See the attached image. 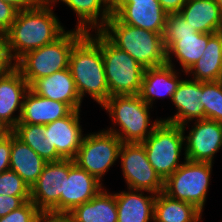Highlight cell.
Returning <instances> with one entry per match:
<instances>
[{"label": "cell", "instance_id": "cell-1", "mask_svg": "<svg viewBox=\"0 0 222 222\" xmlns=\"http://www.w3.org/2000/svg\"><path fill=\"white\" fill-rule=\"evenodd\" d=\"M51 4L50 0H42L34 8L17 12L5 34L15 62L25 53L54 42L65 32Z\"/></svg>", "mask_w": 222, "mask_h": 222}, {"label": "cell", "instance_id": "cell-2", "mask_svg": "<svg viewBox=\"0 0 222 222\" xmlns=\"http://www.w3.org/2000/svg\"><path fill=\"white\" fill-rule=\"evenodd\" d=\"M68 68L81 101L86 93L101 106L108 100L101 47L87 33L71 50Z\"/></svg>", "mask_w": 222, "mask_h": 222}, {"label": "cell", "instance_id": "cell-3", "mask_svg": "<svg viewBox=\"0 0 222 222\" xmlns=\"http://www.w3.org/2000/svg\"><path fill=\"white\" fill-rule=\"evenodd\" d=\"M100 31L145 69L167 64L164 38L159 33L121 23L113 14Z\"/></svg>", "mask_w": 222, "mask_h": 222}, {"label": "cell", "instance_id": "cell-4", "mask_svg": "<svg viewBox=\"0 0 222 222\" xmlns=\"http://www.w3.org/2000/svg\"><path fill=\"white\" fill-rule=\"evenodd\" d=\"M109 112L114 123H117L122 132L110 128L107 131L114 133L122 143H142L153 132L155 127L162 121L156 120L150 124L149 108L140 96L137 95H114L102 105ZM150 129V130H148Z\"/></svg>", "mask_w": 222, "mask_h": 222}, {"label": "cell", "instance_id": "cell-5", "mask_svg": "<svg viewBox=\"0 0 222 222\" xmlns=\"http://www.w3.org/2000/svg\"><path fill=\"white\" fill-rule=\"evenodd\" d=\"M85 34L77 28L64 32L54 42L25 53L16 61V68L29 86L39 78L66 69L71 50Z\"/></svg>", "mask_w": 222, "mask_h": 222}, {"label": "cell", "instance_id": "cell-6", "mask_svg": "<svg viewBox=\"0 0 222 222\" xmlns=\"http://www.w3.org/2000/svg\"><path fill=\"white\" fill-rule=\"evenodd\" d=\"M92 37L101 47L106 82L110 96L137 95L143 79V68L127 52L117 48L101 31Z\"/></svg>", "mask_w": 222, "mask_h": 222}, {"label": "cell", "instance_id": "cell-7", "mask_svg": "<svg viewBox=\"0 0 222 222\" xmlns=\"http://www.w3.org/2000/svg\"><path fill=\"white\" fill-rule=\"evenodd\" d=\"M184 134L182 126L161 121L142 142L148 161L163 180L182 165L179 159L185 142Z\"/></svg>", "mask_w": 222, "mask_h": 222}, {"label": "cell", "instance_id": "cell-8", "mask_svg": "<svg viewBox=\"0 0 222 222\" xmlns=\"http://www.w3.org/2000/svg\"><path fill=\"white\" fill-rule=\"evenodd\" d=\"M212 163L185 162L164 180L163 193L172 199L193 204L203 211L210 182Z\"/></svg>", "mask_w": 222, "mask_h": 222}, {"label": "cell", "instance_id": "cell-9", "mask_svg": "<svg viewBox=\"0 0 222 222\" xmlns=\"http://www.w3.org/2000/svg\"><path fill=\"white\" fill-rule=\"evenodd\" d=\"M69 159L47 162L30 189V200L42 213L65 214V177Z\"/></svg>", "mask_w": 222, "mask_h": 222}, {"label": "cell", "instance_id": "cell-10", "mask_svg": "<svg viewBox=\"0 0 222 222\" xmlns=\"http://www.w3.org/2000/svg\"><path fill=\"white\" fill-rule=\"evenodd\" d=\"M121 145L122 141L107 130L87 134L83 137L74 162L101 182L102 176L119 158Z\"/></svg>", "mask_w": 222, "mask_h": 222}, {"label": "cell", "instance_id": "cell-11", "mask_svg": "<svg viewBox=\"0 0 222 222\" xmlns=\"http://www.w3.org/2000/svg\"><path fill=\"white\" fill-rule=\"evenodd\" d=\"M119 158L128 189L155 194L163 192L164 180L148 161L142 143H122Z\"/></svg>", "mask_w": 222, "mask_h": 222}, {"label": "cell", "instance_id": "cell-12", "mask_svg": "<svg viewBox=\"0 0 222 222\" xmlns=\"http://www.w3.org/2000/svg\"><path fill=\"white\" fill-rule=\"evenodd\" d=\"M112 14L121 23L164 35L168 14L159 1H112Z\"/></svg>", "mask_w": 222, "mask_h": 222}, {"label": "cell", "instance_id": "cell-13", "mask_svg": "<svg viewBox=\"0 0 222 222\" xmlns=\"http://www.w3.org/2000/svg\"><path fill=\"white\" fill-rule=\"evenodd\" d=\"M194 128L185 137V159L193 162H213L222 147V123L210 119L195 120ZM187 139V140H186Z\"/></svg>", "mask_w": 222, "mask_h": 222}, {"label": "cell", "instance_id": "cell-14", "mask_svg": "<svg viewBox=\"0 0 222 222\" xmlns=\"http://www.w3.org/2000/svg\"><path fill=\"white\" fill-rule=\"evenodd\" d=\"M80 109L44 125L46 140L62 159L74 160L81 146L83 135L79 123Z\"/></svg>", "mask_w": 222, "mask_h": 222}, {"label": "cell", "instance_id": "cell-15", "mask_svg": "<svg viewBox=\"0 0 222 222\" xmlns=\"http://www.w3.org/2000/svg\"><path fill=\"white\" fill-rule=\"evenodd\" d=\"M29 84L15 68L9 74L0 76V123L12 131L19 122L23 100ZM19 109V115L13 113Z\"/></svg>", "mask_w": 222, "mask_h": 222}, {"label": "cell", "instance_id": "cell-16", "mask_svg": "<svg viewBox=\"0 0 222 222\" xmlns=\"http://www.w3.org/2000/svg\"><path fill=\"white\" fill-rule=\"evenodd\" d=\"M171 100L178 111L162 121L182 126L185 130V125L194 118L205 119V108L201 104L202 82L194 79L181 80Z\"/></svg>", "mask_w": 222, "mask_h": 222}, {"label": "cell", "instance_id": "cell-17", "mask_svg": "<svg viewBox=\"0 0 222 222\" xmlns=\"http://www.w3.org/2000/svg\"><path fill=\"white\" fill-rule=\"evenodd\" d=\"M29 89L36 95L63 102L72 110H79L82 103L69 68L35 80Z\"/></svg>", "mask_w": 222, "mask_h": 222}, {"label": "cell", "instance_id": "cell-18", "mask_svg": "<svg viewBox=\"0 0 222 222\" xmlns=\"http://www.w3.org/2000/svg\"><path fill=\"white\" fill-rule=\"evenodd\" d=\"M102 183L74 160H69V174L65 177V214L88 202L102 190Z\"/></svg>", "mask_w": 222, "mask_h": 222}, {"label": "cell", "instance_id": "cell-19", "mask_svg": "<svg viewBox=\"0 0 222 222\" xmlns=\"http://www.w3.org/2000/svg\"><path fill=\"white\" fill-rule=\"evenodd\" d=\"M71 111L67 104L36 95L29 89L23 100L18 124L46 125L67 116Z\"/></svg>", "mask_w": 222, "mask_h": 222}, {"label": "cell", "instance_id": "cell-20", "mask_svg": "<svg viewBox=\"0 0 222 222\" xmlns=\"http://www.w3.org/2000/svg\"><path fill=\"white\" fill-rule=\"evenodd\" d=\"M176 74L178 73L174 71L172 61H167V64L160 67L145 69L138 95L151 107L157 97L167 95L172 99V95L181 81Z\"/></svg>", "mask_w": 222, "mask_h": 222}, {"label": "cell", "instance_id": "cell-21", "mask_svg": "<svg viewBox=\"0 0 222 222\" xmlns=\"http://www.w3.org/2000/svg\"><path fill=\"white\" fill-rule=\"evenodd\" d=\"M179 14L200 33L222 31V10L215 0H187Z\"/></svg>", "mask_w": 222, "mask_h": 222}, {"label": "cell", "instance_id": "cell-22", "mask_svg": "<svg viewBox=\"0 0 222 222\" xmlns=\"http://www.w3.org/2000/svg\"><path fill=\"white\" fill-rule=\"evenodd\" d=\"M128 190L130 192L115 193L118 222H149V220H154L156 194L151 193L150 196H143L142 190L141 193H138L140 190Z\"/></svg>", "mask_w": 222, "mask_h": 222}, {"label": "cell", "instance_id": "cell-23", "mask_svg": "<svg viewBox=\"0 0 222 222\" xmlns=\"http://www.w3.org/2000/svg\"><path fill=\"white\" fill-rule=\"evenodd\" d=\"M67 215L73 222H118L115 194L102 189L91 200L75 207Z\"/></svg>", "mask_w": 222, "mask_h": 222}, {"label": "cell", "instance_id": "cell-24", "mask_svg": "<svg viewBox=\"0 0 222 222\" xmlns=\"http://www.w3.org/2000/svg\"><path fill=\"white\" fill-rule=\"evenodd\" d=\"M47 162L12 132L10 169L16 172L31 189Z\"/></svg>", "mask_w": 222, "mask_h": 222}, {"label": "cell", "instance_id": "cell-25", "mask_svg": "<svg viewBox=\"0 0 222 222\" xmlns=\"http://www.w3.org/2000/svg\"><path fill=\"white\" fill-rule=\"evenodd\" d=\"M53 4L59 0H50ZM78 15L77 29L88 33L92 28L100 31L112 16V0H60ZM102 7L103 10H102ZM101 16V17H100ZM99 17V18H98ZM100 19V20H99ZM100 21V22H99Z\"/></svg>", "mask_w": 222, "mask_h": 222}, {"label": "cell", "instance_id": "cell-26", "mask_svg": "<svg viewBox=\"0 0 222 222\" xmlns=\"http://www.w3.org/2000/svg\"><path fill=\"white\" fill-rule=\"evenodd\" d=\"M194 80L216 82L222 80V31L208 33V44L203 56L186 72Z\"/></svg>", "mask_w": 222, "mask_h": 222}, {"label": "cell", "instance_id": "cell-27", "mask_svg": "<svg viewBox=\"0 0 222 222\" xmlns=\"http://www.w3.org/2000/svg\"><path fill=\"white\" fill-rule=\"evenodd\" d=\"M208 44V34L197 32L195 35L177 36L165 49L167 61L171 54L179 60L185 73L203 56Z\"/></svg>", "mask_w": 222, "mask_h": 222}, {"label": "cell", "instance_id": "cell-28", "mask_svg": "<svg viewBox=\"0 0 222 222\" xmlns=\"http://www.w3.org/2000/svg\"><path fill=\"white\" fill-rule=\"evenodd\" d=\"M201 211L193 204L156 194L153 222H199Z\"/></svg>", "mask_w": 222, "mask_h": 222}, {"label": "cell", "instance_id": "cell-29", "mask_svg": "<svg viewBox=\"0 0 222 222\" xmlns=\"http://www.w3.org/2000/svg\"><path fill=\"white\" fill-rule=\"evenodd\" d=\"M12 132L46 162L62 160L56 149L46 140L44 125L17 124Z\"/></svg>", "mask_w": 222, "mask_h": 222}, {"label": "cell", "instance_id": "cell-30", "mask_svg": "<svg viewBox=\"0 0 222 222\" xmlns=\"http://www.w3.org/2000/svg\"><path fill=\"white\" fill-rule=\"evenodd\" d=\"M201 104L205 108V119L222 123V80L202 82Z\"/></svg>", "mask_w": 222, "mask_h": 222}, {"label": "cell", "instance_id": "cell-31", "mask_svg": "<svg viewBox=\"0 0 222 222\" xmlns=\"http://www.w3.org/2000/svg\"><path fill=\"white\" fill-rule=\"evenodd\" d=\"M0 195L18 196L26 202L30 200V188L16 172L9 169L0 173Z\"/></svg>", "mask_w": 222, "mask_h": 222}, {"label": "cell", "instance_id": "cell-32", "mask_svg": "<svg viewBox=\"0 0 222 222\" xmlns=\"http://www.w3.org/2000/svg\"><path fill=\"white\" fill-rule=\"evenodd\" d=\"M197 31L186 22L179 13L167 15L166 27L163 35L165 48L177 37L195 35Z\"/></svg>", "mask_w": 222, "mask_h": 222}, {"label": "cell", "instance_id": "cell-33", "mask_svg": "<svg viewBox=\"0 0 222 222\" xmlns=\"http://www.w3.org/2000/svg\"><path fill=\"white\" fill-rule=\"evenodd\" d=\"M41 213L32 201L28 200L21 207L0 217V222H37Z\"/></svg>", "mask_w": 222, "mask_h": 222}, {"label": "cell", "instance_id": "cell-34", "mask_svg": "<svg viewBox=\"0 0 222 222\" xmlns=\"http://www.w3.org/2000/svg\"><path fill=\"white\" fill-rule=\"evenodd\" d=\"M13 57L9 50L5 34L0 33V76L9 74L16 68V62L12 64Z\"/></svg>", "mask_w": 222, "mask_h": 222}, {"label": "cell", "instance_id": "cell-35", "mask_svg": "<svg viewBox=\"0 0 222 222\" xmlns=\"http://www.w3.org/2000/svg\"><path fill=\"white\" fill-rule=\"evenodd\" d=\"M18 11L12 4L0 0V33L8 32Z\"/></svg>", "mask_w": 222, "mask_h": 222}, {"label": "cell", "instance_id": "cell-36", "mask_svg": "<svg viewBox=\"0 0 222 222\" xmlns=\"http://www.w3.org/2000/svg\"><path fill=\"white\" fill-rule=\"evenodd\" d=\"M12 131L0 139V173L10 169Z\"/></svg>", "mask_w": 222, "mask_h": 222}, {"label": "cell", "instance_id": "cell-37", "mask_svg": "<svg viewBox=\"0 0 222 222\" xmlns=\"http://www.w3.org/2000/svg\"><path fill=\"white\" fill-rule=\"evenodd\" d=\"M24 203L25 201L21 197L0 195V217L6 216Z\"/></svg>", "mask_w": 222, "mask_h": 222}, {"label": "cell", "instance_id": "cell-38", "mask_svg": "<svg viewBox=\"0 0 222 222\" xmlns=\"http://www.w3.org/2000/svg\"><path fill=\"white\" fill-rule=\"evenodd\" d=\"M167 14L179 13L187 0H158Z\"/></svg>", "mask_w": 222, "mask_h": 222}, {"label": "cell", "instance_id": "cell-39", "mask_svg": "<svg viewBox=\"0 0 222 222\" xmlns=\"http://www.w3.org/2000/svg\"><path fill=\"white\" fill-rule=\"evenodd\" d=\"M37 222H73L67 214L41 213Z\"/></svg>", "mask_w": 222, "mask_h": 222}, {"label": "cell", "instance_id": "cell-40", "mask_svg": "<svg viewBox=\"0 0 222 222\" xmlns=\"http://www.w3.org/2000/svg\"><path fill=\"white\" fill-rule=\"evenodd\" d=\"M12 4L18 10H28L37 6L42 0H1Z\"/></svg>", "mask_w": 222, "mask_h": 222}, {"label": "cell", "instance_id": "cell-41", "mask_svg": "<svg viewBox=\"0 0 222 222\" xmlns=\"http://www.w3.org/2000/svg\"><path fill=\"white\" fill-rule=\"evenodd\" d=\"M9 130L0 123V139L4 137Z\"/></svg>", "mask_w": 222, "mask_h": 222}, {"label": "cell", "instance_id": "cell-42", "mask_svg": "<svg viewBox=\"0 0 222 222\" xmlns=\"http://www.w3.org/2000/svg\"><path fill=\"white\" fill-rule=\"evenodd\" d=\"M112 1H158V0H112Z\"/></svg>", "mask_w": 222, "mask_h": 222}, {"label": "cell", "instance_id": "cell-43", "mask_svg": "<svg viewBox=\"0 0 222 222\" xmlns=\"http://www.w3.org/2000/svg\"><path fill=\"white\" fill-rule=\"evenodd\" d=\"M215 2L219 5V7L222 10V0H215Z\"/></svg>", "mask_w": 222, "mask_h": 222}]
</instances>
